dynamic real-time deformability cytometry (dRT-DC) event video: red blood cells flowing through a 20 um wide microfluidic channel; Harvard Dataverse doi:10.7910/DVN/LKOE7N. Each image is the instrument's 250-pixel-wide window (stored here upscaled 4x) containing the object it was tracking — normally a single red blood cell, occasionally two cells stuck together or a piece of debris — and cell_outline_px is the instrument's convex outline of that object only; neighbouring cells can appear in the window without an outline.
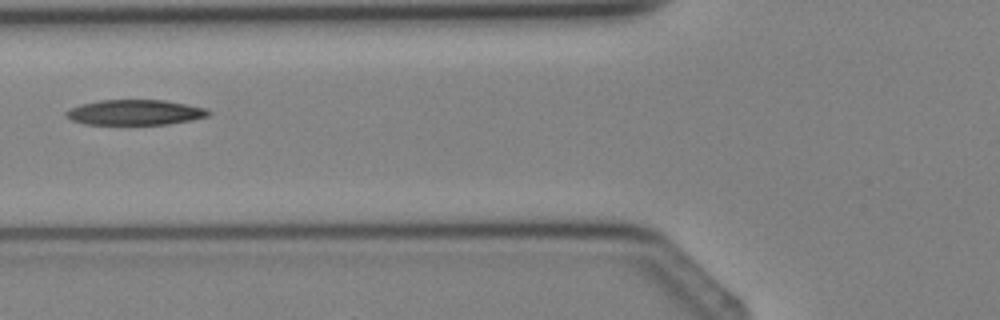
{"species": "Egyptian fruit bat (a non-hibernating species)", "species_latin": "Rousettus aegyptiacus", "temperature_condition": "cold", "stored_images_in_passage": 2, "camera_frame_rate_fps": 3000, "um_per_image_px": 0.085, "animal": {"sex": "female"}, "frame": {"image": 1, "passage_image": 2, "time_ms": 1.333, "image_size_px": [1000, 320], "cell_outline_px": [[212, 112], [208, 116], [192, 120], [168, 124], [84, 124], [72, 120], [64, 116], [64, 112], [68, 108], [80, 104], [100, 100], [164, 100], [204, 108]], "centroid_in_image_um": [11.42, 9.55], "position_along_channel_um": 114.4, "area_um2": 20.98}}